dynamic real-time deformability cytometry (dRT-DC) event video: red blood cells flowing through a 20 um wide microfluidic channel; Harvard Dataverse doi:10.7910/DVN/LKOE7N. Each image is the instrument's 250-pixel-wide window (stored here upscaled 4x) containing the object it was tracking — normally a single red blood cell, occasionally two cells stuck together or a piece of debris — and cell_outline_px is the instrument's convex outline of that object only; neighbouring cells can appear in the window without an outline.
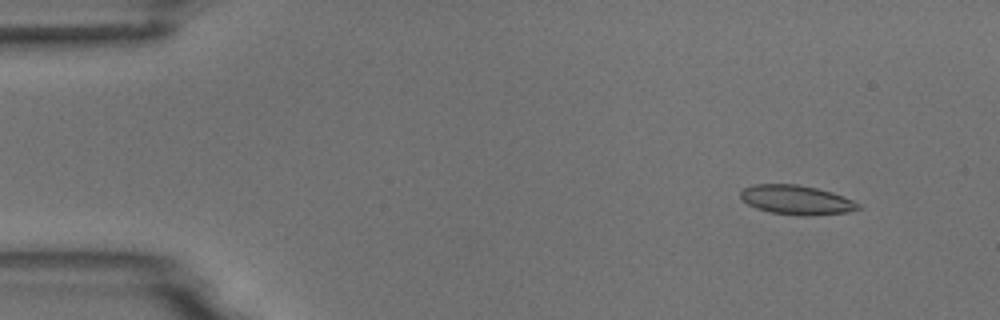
{"species": "common noctule bat (a hibernating species)", "species_latin": "Nyctalus noctula", "temperature_condition": "room temperature", "stored_images_in_passage": 5, "camera_frame_rate_fps": 3000, "um_per_image_px": 0.085, "animal": {"sex": "male", "body_mass_g": 18.8}, "frame": {"image": 1, "passage_image": 1, "time_ms": 0.0, "image_size_px": [1000, 320], "cell_outline_px": [[864, 208], [848, 212], [808, 216], [800, 216], [768, 212], [756, 208], [748, 204], [740, 196], [740, 192], [744, 188], [756, 184], [796, 184], [816, 188], [832, 192], [852, 200], [860, 204]], "centroid_in_image_um": [67.72, 17.0], "position_along_channel_um": 17.3, "area_um2": 20.17}}
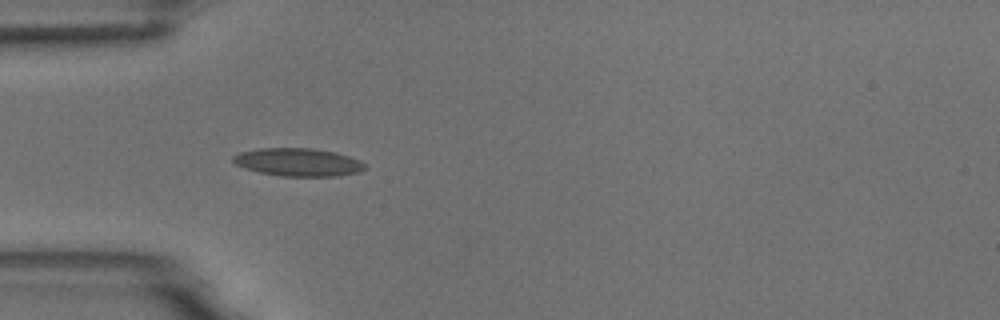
{"frame": {"image": 2, "passage_image": 4, "time_ms": 3.667, "image_size_px": [1000, 320], "cell_outline_px": [[368, 168], [360, 172], [340, 176], [280, 176], [260, 172], [244, 168], [236, 164], [232, 160], [232, 156], [240, 152], [260, 148], [312, 148], [336, 152], [360, 160]], "centroid_in_image_um": [25.37, 13.79], "position_along_channel_um": 59.6, "area_um2": 21.62}}